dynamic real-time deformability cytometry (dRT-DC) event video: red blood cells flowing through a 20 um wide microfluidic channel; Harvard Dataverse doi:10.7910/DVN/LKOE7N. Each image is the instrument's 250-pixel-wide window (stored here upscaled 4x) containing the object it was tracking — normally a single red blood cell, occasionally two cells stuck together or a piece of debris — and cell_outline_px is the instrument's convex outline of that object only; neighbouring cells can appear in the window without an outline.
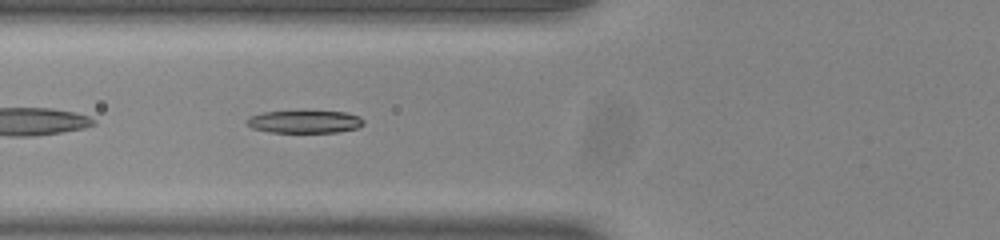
{"species": "common noctule bat (a hibernating species)", "species_latin": "Nyctalus noctula", "temperature_condition": "room temperature", "stored_images_in_passage": 36, "camera_frame_rate_fps": 3000, "um_per_image_px": 0.085, "animal": {"sex": "male", "body_mass_g": 20.0, "forearm_length_mm": 53.3}, "frame": {"image": 1, "passage_image": 4, "time_ms": 1.0, "image_size_px": [1000, 240], "cell_outline_px": [[364, 124], [356, 128], [340, 132], [272, 132], [252, 128], [244, 120], [248, 116], [264, 112], [344, 112], [360, 116], [364, 120]], "centroid_in_image_um": [25.89, 10.35], "position_along_channel_um": 99.9, "area_um2": 15.2}}
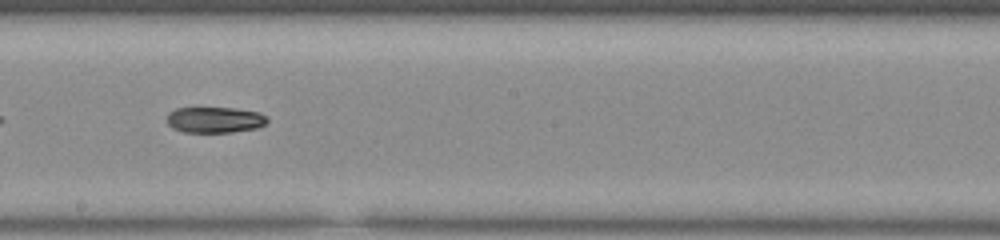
{"frame": {"image": 2, "passage_image": 14, "time_ms": 4.333, "image_size_px": [1000, 240], "cell_outline_px": [[268, 120], [264, 124], [256, 128], [232, 132], [184, 132], [172, 128], [168, 124], [168, 112], [176, 108], [236, 108], [260, 112], [268, 116]], "centroid_in_image_um": [18.27, 10.18], "position_along_channel_um": 229.9, "area_um2": 15.2}}
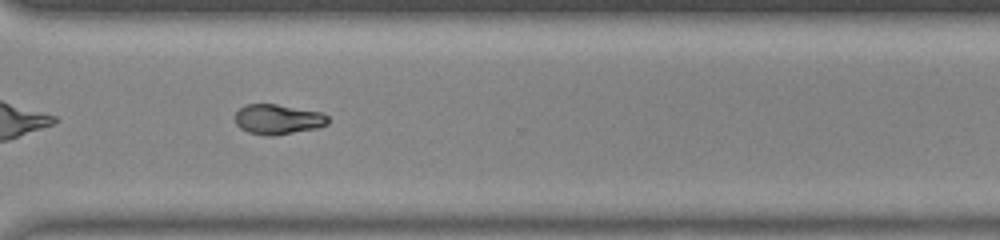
{"frame": {"image": 3, "passage_image": 23, "time_ms": 7.333, "image_size_px": [1000, 240], "cell_outline_px": [[328, 124], [320, 128], [272, 136], [268, 136], [248, 132], [240, 128], [236, 124], [236, 112], [240, 108], [248, 104], [276, 104], [320, 112], [328, 116]], "centroid_in_image_um": [23.64, 10.15], "position_along_channel_um": 347.0, "area_um2": 16.24}, "authors_computed_cell_mechanics": {"area_um2": 16.0973, "velocity_mm_per_s": 3.9018, "shape_relaxation_time_tau1_ms": 10.6564, "shape_relaxation_time_tau2_ms": null, "deformation_change_tau1": 0.2951, "deformation_change_tau2": null}}